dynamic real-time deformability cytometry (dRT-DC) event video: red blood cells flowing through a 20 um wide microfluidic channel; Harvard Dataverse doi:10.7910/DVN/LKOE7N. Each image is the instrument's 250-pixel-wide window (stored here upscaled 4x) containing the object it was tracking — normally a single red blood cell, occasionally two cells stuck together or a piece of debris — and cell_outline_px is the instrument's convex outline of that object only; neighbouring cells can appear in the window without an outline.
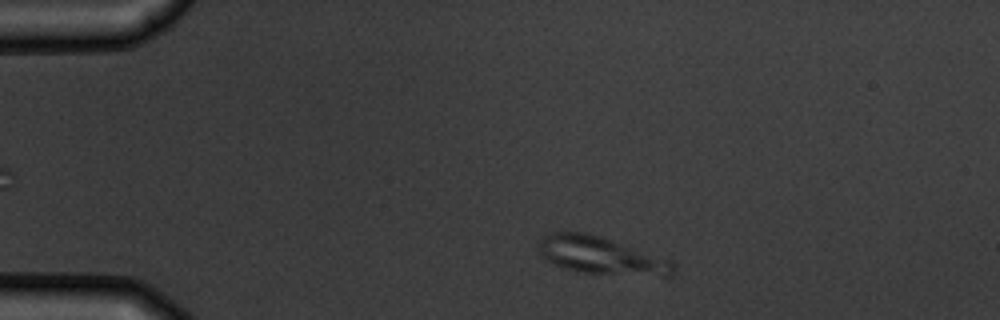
{"species": "common noctule bat (a hibernating species)", "species_latin": "Nyctalus noctula", "temperature_condition": "warm", "stored_images_in_passage": 3, "camera_frame_rate_fps": 3000, "um_per_image_px": 0.085, "animal": {"sex": "male", "body_mass_g": 19.5, "forearm_length_mm": 54.6}, "frame": {"image": 1, "passage_image": 1, "time_ms": 0.0, "image_size_px": [1000, 320], "cell_outline_px": [[676, 272], [668, 276], [664, 276], [580, 272], [564, 268], [552, 264], [536, 248], [540, 240], [544, 236], [552, 232], [588, 232], [672, 260], [676, 268]], "centroid_in_image_um": [51.1, 21.71], "position_along_channel_um": 33.9, "area_um2": 29.25}}